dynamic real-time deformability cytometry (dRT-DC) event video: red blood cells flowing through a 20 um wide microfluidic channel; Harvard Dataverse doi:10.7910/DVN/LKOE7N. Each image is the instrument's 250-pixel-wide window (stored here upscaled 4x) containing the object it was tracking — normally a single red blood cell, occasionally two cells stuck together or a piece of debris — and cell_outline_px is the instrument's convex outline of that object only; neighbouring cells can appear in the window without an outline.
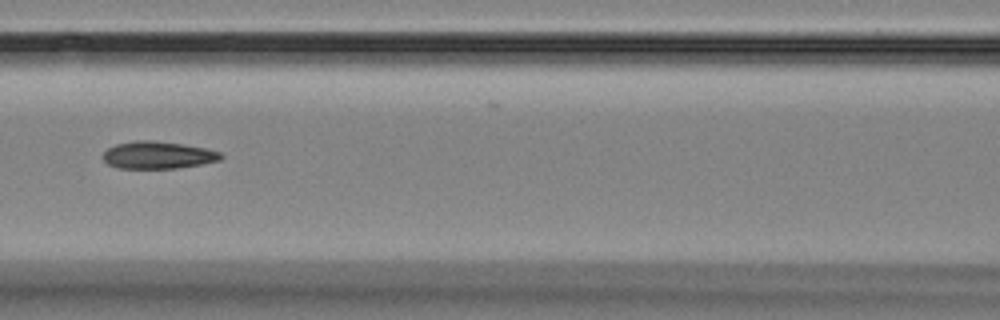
{"species": "Egyptian fruit bat (a non-hibernating species)", "species_latin": "Rousettus aegyptiacus", "temperature_condition": "room temperature", "stored_images_in_passage": 6, "camera_frame_rate_fps": 3000, "um_per_image_px": 0.085, "animal": {"sex": "female"}, "frame": {"image": 1, "passage_image": 6, "time_ms": 8.0, "image_size_px": [1000, 320], "cell_outline_px": [[224, 156], [220, 160], [200, 164], [176, 168], [116, 168], [108, 164], [104, 160], [104, 152], [108, 148], [116, 144], [136, 140], [152, 140], [184, 144], [208, 148], [220, 152]], "centroid_in_image_um": [13.44, 13.17], "position_along_channel_um": 153.2, "area_um2": 18.79}}